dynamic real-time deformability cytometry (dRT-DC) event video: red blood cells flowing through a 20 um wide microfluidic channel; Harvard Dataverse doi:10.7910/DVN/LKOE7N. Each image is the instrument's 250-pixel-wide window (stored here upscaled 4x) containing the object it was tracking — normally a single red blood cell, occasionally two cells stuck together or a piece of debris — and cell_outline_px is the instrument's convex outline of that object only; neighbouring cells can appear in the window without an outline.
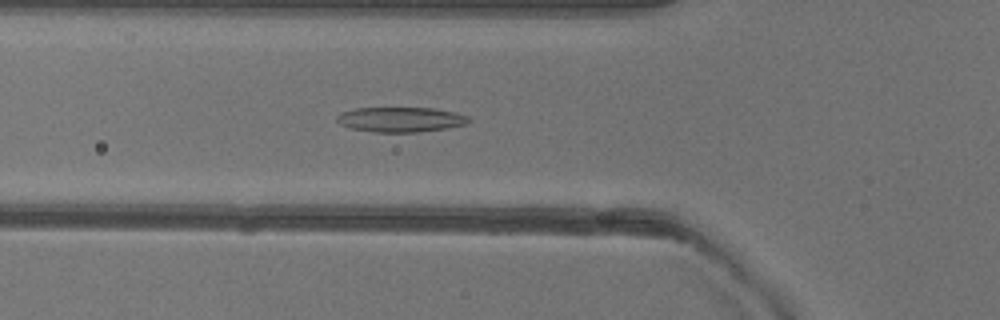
{"species": "common noctule bat (a hibernating species)", "species_latin": "Nyctalus noctula", "temperature_condition": "warm", "stored_images_in_passage": 41, "camera_frame_rate_fps": 3000, "um_per_image_px": 0.085, "animal": {"sex": "female"}, "frame": {"image": 1, "passage_image": 9, "time_ms": 2.667, "image_size_px": [1000, 320], "cell_outline_px": [[472, 120], [464, 124], [448, 128], [420, 132], [372, 132], [352, 128], [340, 124], [336, 120], [336, 116], [340, 112], [352, 108], [432, 108], [452, 112], [468, 116]], "centroid_in_image_um": [34.01, 10.16], "position_along_channel_um": 91.8, "area_um2": 19.19}}
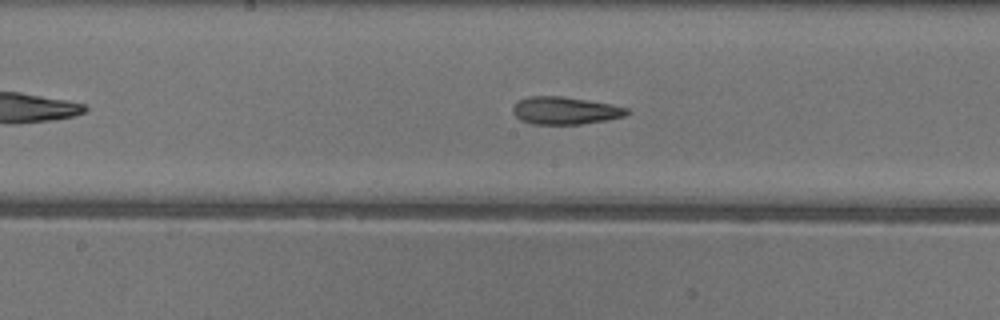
{"frame": {"image": 2, "passage_image": 17, "time_ms": 5.333, "image_size_px": [1000, 320], "cell_outline_px": [[632, 112], [624, 116], [604, 120], [580, 124], [532, 124], [520, 120], [512, 112], [512, 108], [520, 100], [528, 96], [564, 96], [612, 104], [628, 108]], "centroid_in_image_um": [48.04, 9.39], "position_along_channel_um": 200.2, "area_um2": 18.32}}
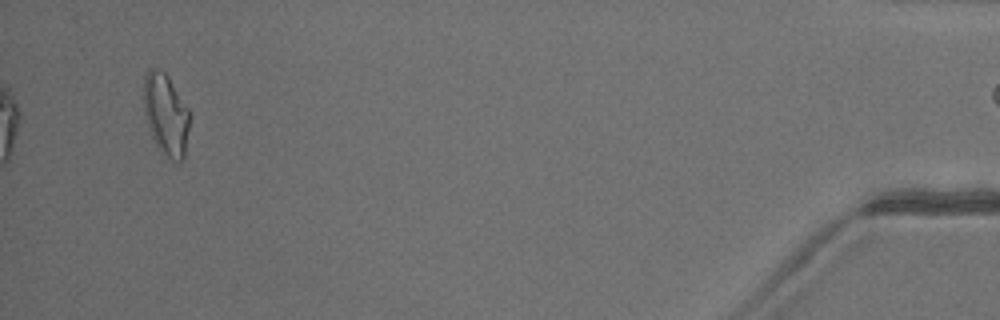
{"frame": {"image": 3, "passage_image": 40, "time_ms": 13.0, "image_size_px": [1000, 320], "cell_outline_px": [[188, 128], [184, 160], [172, 160], [156, 148], [144, 112], [144, 76], [148, 68], [156, 68], [164, 72], [168, 76], [188, 108]], "centroid_in_image_um": [14.08, 9.72], "position_along_channel_um": 421.1, "area_um2": 21.62}}